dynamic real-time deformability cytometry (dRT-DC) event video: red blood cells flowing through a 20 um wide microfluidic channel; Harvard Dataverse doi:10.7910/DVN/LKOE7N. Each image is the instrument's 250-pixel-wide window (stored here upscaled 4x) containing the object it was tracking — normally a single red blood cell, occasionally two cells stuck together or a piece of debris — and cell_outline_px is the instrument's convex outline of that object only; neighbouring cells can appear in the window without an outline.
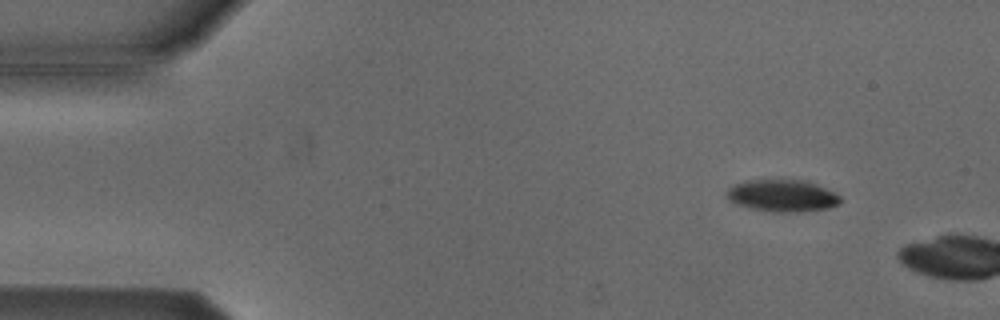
{"species": "Egyptian fruit bat (a non-hibernating species)", "species_latin": "Rousettus aegyptiacus", "temperature_condition": "cold", "stored_images_in_passage": 8, "camera_frame_rate_fps": 3000, "um_per_image_px": 0.085, "animal": {"sex": "male"}, "frame": {"image": 1, "passage_image": 5, "time_ms": 1.333, "image_size_px": [1000, 320], "cell_outline_px": [[840, 204], [828, 208], [796, 212], [776, 212], [752, 208], [736, 204], [728, 200], [724, 196], [724, 192], [732, 184], [744, 180], [800, 180], [816, 184], [840, 196]], "centroid_in_image_um": [66.41, 16.63], "position_along_channel_um": 18.6, "area_um2": 21.21}}